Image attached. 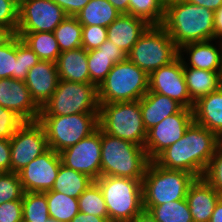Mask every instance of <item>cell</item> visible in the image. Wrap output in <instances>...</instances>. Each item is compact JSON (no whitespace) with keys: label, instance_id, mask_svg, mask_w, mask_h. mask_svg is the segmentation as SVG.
Wrapping results in <instances>:
<instances>
[{"label":"cell","instance_id":"obj_30","mask_svg":"<svg viewBox=\"0 0 222 222\" xmlns=\"http://www.w3.org/2000/svg\"><path fill=\"white\" fill-rule=\"evenodd\" d=\"M50 219L70 222L79 212L78 199L57 191H46Z\"/></svg>","mask_w":222,"mask_h":222},{"label":"cell","instance_id":"obj_3","mask_svg":"<svg viewBox=\"0 0 222 222\" xmlns=\"http://www.w3.org/2000/svg\"><path fill=\"white\" fill-rule=\"evenodd\" d=\"M149 162L144 147L101 130V176L143 179Z\"/></svg>","mask_w":222,"mask_h":222},{"label":"cell","instance_id":"obj_13","mask_svg":"<svg viewBox=\"0 0 222 222\" xmlns=\"http://www.w3.org/2000/svg\"><path fill=\"white\" fill-rule=\"evenodd\" d=\"M193 121V109L183 107L178 113L150 128L144 145L149 160L153 161L162 151L178 141Z\"/></svg>","mask_w":222,"mask_h":222},{"label":"cell","instance_id":"obj_36","mask_svg":"<svg viewBox=\"0 0 222 222\" xmlns=\"http://www.w3.org/2000/svg\"><path fill=\"white\" fill-rule=\"evenodd\" d=\"M24 193L18 173L0 172V204L20 200Z\"/></svg>","mask_w":222,"mask_h":222},{"label":"cell","instance_id":"obj_46","mask_svg":"<svg viewBox=\"0 0 222 222\" xmlns=\"http://www.w3.org/2000/svg\"><path fill=\"white\" fill-rule=\"evenodd\" d=\"M70 222H109V217H99L93 214L78 212Z\"/></svg>","mask_w":222,"mask_h":222},{"label":"cell","instance_id":"obj_18","mask_svg":"<svg viewBox=\"0 0 222 222\" xmlns=\"http://www.w3.org/2000/svg\"><path fill=\"white\" fill-rule=\"evenodd\" d=\"M59 80L56 63L41 60L28 71L24 82L32 100L42 109L55 92Z\"/></svg>","mask_w":222,"mask_h":222},{"label":"cell","instance_id":"obj_38","mask_svg":"<svg viewBox=\"0 0 222 222\" xmlns=\"http://www.w3.org/2000/svg\"><path fill=\"white\" fill-rule=\"evenodd\" d=\"M16 35L0 47V79H17Z\"/></svg>","mask_w":222,"mask_h":222},{"label":"cell","instance_id":"obj_48","mask_svg":"<svg viewBox=\"0 0 222 222\" xmlns=\"http://www.w3.org/2000/svg\"><path fill=\"white\" fill-rule=\"evenodd\" d=\"M191 4H196L213 11L218 10L222 6V0H186Z\"/></svg>","mask_w":222,"mask_h":222},{"label":"cell","instance_id":"obj_14","mask_svg":"<svg viewBox=\"0 0 222 222\" xmlns=\"http://www.w3.org/2000/svg\"><path fill=\"white\" fill-rule=\"evenodd\" d=\"M59 154L62 164L97 180L101 176V129Z\"/></svg>","mask_w":222,"mask_h":222},{"label":"cell","instance_id":"obj_7","mask_svg":"<svg viewBox=\"0 0 222 222\" xmlns=\"http://www.w3.org/2000/svg\"><path fill=\"white\" fill-rule=\"evenodd\" d=\"M149 76L128 58L116 63L98 86L99 103L140 100L148 92Z\"/></svg>","mask_w":222,"mask_h":222},{"label":"cell","instance_id":"obj_8","mask_svg":"<svg viewBox=\"0 0 222 222\" xmlns=\"http://www.w3.org/2000/svg\"><path fill=\"white\" fill-rule=\"evenodd\" d=\"M179 57V48L162 25H150L127 54L148 76Z\"/></svg>","mask_w":222,"mask_h":222},{"label":"cell","instance_id":"obj_21","mask_svg":"<svg viewBox=\"0 0 222 222\" xmlns=\"http://www.w3.org/2000/svg\"><path fill=\"white\" fill-rule=\"evenodd\" d=\"M221 197L203 178H196L189 186L186 196L193 222H210Z\"/></svg>","mask_w":222,"mask_h":222},{"label":"cell","instance_id":"obj_52","mask_svg":"<svg viewBox=\"0 0 222 222\" xmlns=\"http://www.w3.org/2000/svg\"><path fill=\"white\" fill-rule=\"evenodd\" d=\"M210 222H222V197L218 200L215 206Z\"/></svg>","mask_w":222,"mask_h":222},{"label":"cell","instance_id":"obj_16","mask_svg":"<svg viewBox=\"0 0 222 222\" xmlns=\"http://www.w3.org/2000/svg\"><path fill=\"white\" fill-rule=\"evenodd\" d=\"M60 154L49 148L18 172L25 192H46L53 188L61 165Z\"/></svg>","mask_w":222,"mask_h":222},{"label":"cell","instance_id":"obj_49","mask_svg":"<svg viewBox=\"0 0 222 222\" xmlns=\"http://www.w3.org/2000/svg\"><path fill=\"white\" fill-rule=\"evenodd\" d=\"M108 2L113 5L120 14H129V0H108Z\"/></svg>","mask_w":222,"mask_h":222},{"label":"cell","instance_id":"obj_11","mask_svg":"<svg viewBox=\"0 0 222 222\" xmlns=\"http://www.w3.org/2000/svg\"><path fill=\"white\" fill-rule=\"evenodd\" d=\"M11 172L18 173L27 164L49 149L43 125L25 121L10 138Z\"/></svg>","mask_w":222,"mask_h":222},{"label":"cell","instance_id":"obj_41","mask_svg":"<svg viewBox=\"0 0 222 222\" xmlns=\"http://www.w3.org/2000/svg\"><path fill=\"white\" fill-rule=\"evenodd\" d=\"M24 122L14 111L0 106V139H10Z\"/></svg>","mask_w":222,"mask_h":222},{"label":"cell","instance_id":"obj_12","mask_svg":"<svg viewBox=\"0 0 222 222\" xmlns=\"http://www.w3.org/2000/svg\"><path fill=\"white\" fill-rule=\"evenodd\" d=\"M66 17L52 0H20L16 33L54 32Z\"/></svg>","mask_w":222,"mask_h":222},{"label":"cell","instance_id":"obj_27","mask_svg":"<svg viewBox=\"0 0 222 222\" xmlns=\"http://www.w3.org/2000/svg\"><path fill=\"white\" fill-rule=\"evenodd\" d=\"M119 15L108 0H91L76 18L82 26L108 27Z\"/></svg>","mask_w":222,"mask_h":222},{"label":"cell","instance_id":"obj_35","mask_svg":"<svg viewBox=\"0 0 222 222\" xmlns=\"http://www.w3.org/2000/svg\"><path fill=\"white\" fill-rule=\"evenodd\" d=\"M78 207L79 212L109 217L102 191L95 181L78 197Z\"/></svg>","mask_w":222,"mask_h":222},{"label":"cell","instance_id":"obj_26","mask_svg":"<svg viewBox=\"0 0 222 222\" xmlns=\"http://www.w3.org/2000/svg\"><path fill=\"white\" fill-rule=\"evenodd\" d=\"M190 99L195 103L222 86V72L183 67Z\"/></svg>","mask_w":222,"mask_h":222},{"label":"cell","instance_id":"obj_32","mask_svg":"<svg viewBox=\"0 0 222 222\" xmlns=\"http://www.w3.org/2000/svg\"><path fill=\"white\" fill-rule=\"evenodd\" d=\"M53 33L61 52L82 47V25L76 17H66Z\"/></svg>","mask_w":222,"mask_h":222},{"label":"cell","instance_id":"obj_6","mask_svg":"<svg viewBox=\"0 0 222 222\" xmlns=\"http://www.w3.org/2000/svg\"><path fill=\"white\" fill-rule=\"evenodd\" d=\"M195 179L191 173L166 169L150 161L142 179L143 205L186 199L188 188Z\"/></svg>","mask_w":222,"mask_h":222},{"label":"cell","instance_id":"obj_34","mask_svg":"<svg viewBox=\"0 0 222 222\" xmlns=\"http://www.w3.org/2000/svg\"><path fill=\"white\" fill-rule=\"evenodd\" d=\"M129 14L149 25H162L165 17L164 0H129Z\"/></svg>","mask_w":222,"mask_h":222},{"label":"cell","instance_id":"obj_39","mask_svg":"<svg viewBox=\"0 0 222 222\" xmlns=\"http://www.w3.org/2000/svg\"><path fill=\"white\" fill-rule=\"evenodd\" d=\"M202 178L222 196V142L217 146Z\"/></svg>","mask_w":222,"mask_h":222},{"label":"cell","instance_id":"obj_28","mask_svg":"<svg viewBox=\"0 0 222 222\" xmlns=\"http://www.w3.org/2000/svg\"><path fill=\"white\" fill-rule=\"evenodd\" d=\"M94 182L88 175L75 171L61 163L52 191L77 198Z\"/></svg>","mask_w":222,"mask_h":222},{"label":"cell","instance_id":"obj_42","mask_svg":"<svg viewBox=\"0 0 222 222\" xmlns=\"http://www.w3.org/2000/svg\"><path fill=\"white\" fill-rule=\"evenodd\" d=\"M107 38V27L82 26V47L87 51L98 49Z\"/></svg>","mask_w":222,"mask_h":222},{"label":"cell","instance_id":"obj_15","mask_svg":"<svg viewBox=\"0 0 222 222\" xmlns=\"http://www.w3.org/2000/svg\"><path fill=\"white\" fill-rule=\"evenodd\" d=\"M148 91L170 97L185 108L193 109L194 107L186 85L180 57L169 65L154 70L149 75Z\"/></svg>","mask_w":222,"mask_h":222},{"label":"cell","instance_id":"obj_53","mask_svg":"<svg viewBox=\"0 0 222 222\" xmlns=\"http://www.w3.org/2000/svg\"><path fill=\"white\" fill-rule=\"evenodd\" d=\"M46 222H58V221H56V220H54V219H49V220L46 221Z\"/></svg>","mask_w":222,"mask_h":222},{"label":"cell","instance_id":"obj_45","mask_svg":"<svg viewBox=\"0 0 222 222\" xmlns=\"http://www.w3.org/2000/svg\"><path fill=\"white\" fill-rule=\"evenodd\" d=\"M0 172H11L10 139H0Z\"/></svg>","mask_w":222,"mask_h":222},{"label":"cell","instance_id":"obj_17","mask_svg":"<svg viewBox=\"0 0 222 222\" xmlns=\"http://www.w3.org/2000/svg\"><path fill=\"white\" fill-rule=\"evenodd\" d=\"M0 106L14 111L24 121H37L41 111L25 82L13 78L0 79Z\"/></svg>","mask_w":222,"mask_h":222},{"label":"cell","instance_id":"obj_29","mask_svg":"<svg viewBox=\"0 0 222 222\" xmlns=\"http://www.w3.org/2000/svg\"><path fill=\"white\" fill-rule=\"evenodd\" d=\"M43 61L56 63L61 53L53 32L16 33Z\"/></svg>","mask_w":222,"mask_h":222},{"label":"cell","instance_id":"obj_10","mask_svg":"<svg viewBox=\"0 0 222 222\" xmlns=\"http://www.w3.org/2000/svg\"><path fill=\"white\" fill-rule=\"evenodd\" d=\"M99 108L97 85L59 80L55 92L42 107L40 115L62 116L78 113H98Z\"/></svg>","mask_w":222,"mask_h":222},{"label":"cell","instance_id":"obj_20","mask_svg":"<svg viewBox=\"0 0 222 222\" xmlns=\"http://www.w3.org/2000/svg\"><path fill=\"white\" fill-rule=\"evenodd\" d=\"M149 26L145 20L123 13L107 27V40L128 54Z\"/></svg>","mask_w":222,"mask_h":222},{"label":"cell","instance_id":"obj_24","mask_svg":"<svg viewBox=\"0 0 222 222\" xmlns=\"http://www.w3.org/2000/svg\"><path fill=\"white\" fill-rule=\"evenodd\" d=\"M140 108L144 127L148 131L166 117L178 113L183 106L170 97L148 91L140 99Z\"/></svg>","mask_w":222,"mask_h":222},{"label":"cell","instance_id":"obj_22","mask_svg":"<svg viewBox=\"0 0 222 222\" xmlns=\"http://www.w3.org/2000/svg\"><path fill=\"white\" fill-rule=\"evenodd\" d=\"M90 83L99 86L112 67L127 58L118 46L106 40L98 49L87 51Z\"/></svg>","mask_w":222,"mask_h":222},{"label":"cell","instance_id":"obj_43","mask_svg":"<svg viewBox=\"0 0 222 222\" xmlns=\"http://www.w3.org/2000/svg\"><path fill=\"white\" fill-rule=\"evenodd\" d=\"M0 222H23L22 199L0 204Z\"/></svg>","mask_w":222,"mask_h":222},{"label":"cell","instance_id":"obj_5","mask_svg":"<svg viewBox=\"0 0 222 222\" xmlns=\"http://www.w3.org/2000/svg\"><path fill=\"white\" fill-rule=\"evenodd\" d=\"M99 128L114 137L144 147L147 130L144 127L140 100L100 104Z\"/></svg>","mask_w":222,"mask_h":222},{"label":"cell","instance_id":"obj_40","mask_svg":"<svg viewBox=\"0 0 222 222\" xmlns=\"http://www.w3.org/2000/svg\"><path fill=\"white\" fill-rule=\"evenodd\" d=\"M19 20V1L0 0V26L17 32Z\"/></svg>","mask_w":222,"mask_h":222},{"label":"cell","instance_id":"obj_51","mask_svg":"<svg viewBox=\"0 0 222 222\" xmlns=\"http://www.w3.org/2000/svg\"><path fill=\"white\" fill-rule=\"evenodd\" d=\"M130 222H158L147 210H142Z\"/></svg>","mask_w":222,"mask_h":222},{"label":"cell","instance_id":"obj_37","mask_svg":"<svg viewBox=\"0 0 222 222\" xmlns=\"http://www.w3.org/2000/svg\"><path fill=\"white\" fill-rule=\"evenodd\" d=\"M17 80H25L28 71L41 61L38 55L16 35Z\"/></svg>","mask_w":222,"mask_h":222},{"label":"cell","instance_id":"obj_31","mask_svg":"<svg viewBox=\"0 0 222 222\" xmlns=\"http://www.w3.org/2000/svg\"><path fill=\"white\" fill-rule=\"evenodd\" d=\"M158 222H193L187 199L170 201L161 205H143Z\"/></svg>","mask_w":222,"mask_h":222},{"label":"cell","instance_id":"obj_2","mask_svg":"<svg viewBox=\"0 0 222 222\" xmlns=\"http://www.w3.org/2000/svg\"><path fill=\"white\" fill-rule=\"evenodd\" d=\"M162 26L178 48L188 43L215 40L214 11L186 0L165 2Z\"/></svg>","mask_w":222,"mask_h":222},{"label":"cell","instance_id":"obj_33","mask_svg":"<svg viewBox=\"0 0 222 222\" xmlns=\"http://www.w3.org/2000/svg\"><path fill=\"white\" fill-rule=\"evenodd\" d=\"M23 222H46L50 219L46 194L25 192L22 198Z\"/></svg>","mask_w":222,"mask_h":222},{"label":"cell","instance_id":"obj_1","mask_svg":"<svg viewBox=\"0 0 222 222\" xmlns=\"http://www.w3.org/2000/svg\"><path fill=\"white\" fill-rule=\"evenodd\" d=\"M222 139L194 121L184 135L162 151L153 161L166 169L180 170L202 178Z\"/></svg>","mask_w":222,"mask_h":222},{"label":"cell","instance_id":"obj_4","mask_svg":"<svg viewBox=\"0 0 222 222\" xmlns=\"http://www.w3.org/2000/svg\"><path fill=\"white\" fill-rule=\"evenodd\" d=\"M99 185L109 222H130L143 210L142 179L118 176H100Z\"/></svg>","mask_w":222,"mask_h":222},{"label":"cell","instance_id":"obj_44","mask_svg":"<svg viewBox=\"0 0 222 222\" xmlns=\"http://www.w3.org/2000/svg\"><path fill=\"white\" fill-rule=\"evenodd\" d=\"M60 6L67 16L76 17L91 0H52Z\"/></svg>","mask_w":222,"mask_h":222},{"label":"cell","instance_id":"obj_47","mask_svg":"<svg viewBox=\"0 0 222 222\" xmlns=\"http://www.w3.org/2000/svg\"><path fill=\"white\" fill-rule=\"evenodd\" d=\"M215 40L222 41V6L214 11Z\"/></svg>","mask_w":222,"mask_h":222},{"label":"cell","instance_id":"obj_23","mask_svg":"<svg viewBox=\"0 0 222 222\" xmlns=\"http://www.w3.org/2000/svg\"><path fill=\"white\" fill-rule=\"evenodd\" d=\"M193 118L222 139V86L194 103Z\"/></svg>","mask_w":222,"mask_h":222},{"label":"cell","instance_id":"obj_25","mask_svg":"<svg viewBox=\"0 0 222 222\" xmlns=\"http://www.w3.org/2000/svg\"><path fill=\"white\" fill-rule=\"evenodd\" d=\"M56 66L60 80L90 83L87 50L83 47L61 52Z\"/></svg>","mask_w":222,"mask_h":222},{"label":"cell","instance_id":"obj_9","mask_svg":"<svg viewBox=\"0 0 222 222\" xmlns=\"http://www.w3.org/2000/svg\"><path fill=\"white\" fill-rule=\"evenodd\" d=\"M49 148L59 153L77 144L95 132L98 127V113H78L72 115H40Z\"/></svg>","mask_w":222,"mask_h":222},{"label":"cell","instance_id":"obj_50","mask_svg":"<svg viewBox=\"0 0 222 222\" xmlns=\"http://www.w3.org/2000/svg\"><path fill=\"white\" fill-rule=\"evenodd\" d=\"M15 35L11 29L0 26V47L7 44Z\"/></svg>","mask_w":222,"mask_h":222},{"label":"cell","instance_id":"obj_19","mask_svg":"<svg viewBox=\"0 0 222 222\" xmlns=\"http://www.w3.org/2000/svg\"><path fill=\"white\" fill-rule=\"evenodd\" d=\"M214 40L203 42L188 43L179 48V57L183 63V67H192L201 70L222 72V41ZM186 52L187 56L184 57ZM188 59L187 62L185 59Z\"/></svg>","mask_w":222,"mask_h":222}]
</instances>
